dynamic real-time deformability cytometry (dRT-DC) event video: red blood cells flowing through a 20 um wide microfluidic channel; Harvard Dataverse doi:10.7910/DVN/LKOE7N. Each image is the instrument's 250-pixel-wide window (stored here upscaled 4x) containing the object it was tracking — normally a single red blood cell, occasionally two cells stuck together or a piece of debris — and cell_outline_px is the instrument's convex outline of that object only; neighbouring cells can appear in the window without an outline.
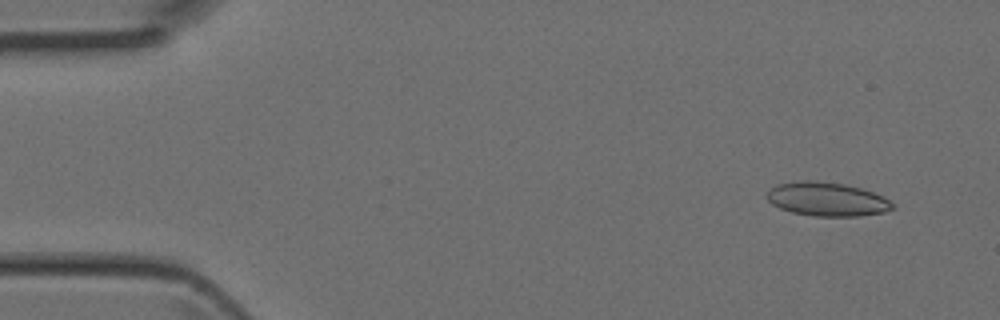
{"species": "Egyptian fruit bat (a non-hibernating species)", "species_latin": "Rousettus aegyptiacus", "temperature_condition": "room temperature", "stored_images_in_passage": 4, "camera_frame_rate_fps": 3000, "um_per_image_px": 0.085, "animal": {"sex": "female"}, "frame": {"image": 1, "passage_image": 2, "time_ms": 0.333, "image_size_px": [1000, 320], "cell_outline_px": [[896, 208], [884, 212], [860, 216], [812, 216], [792, 212], [780, 208], [772, 204], [764, 196], [776, 184], [804, 180], [816, 180], [844, 184], [860, 188], [884, 196], [896, 204]], "centroid_in_image_um": [70.32, 16.93], "position_along_channel_um": 14.7, "area_um2": 24.97}}
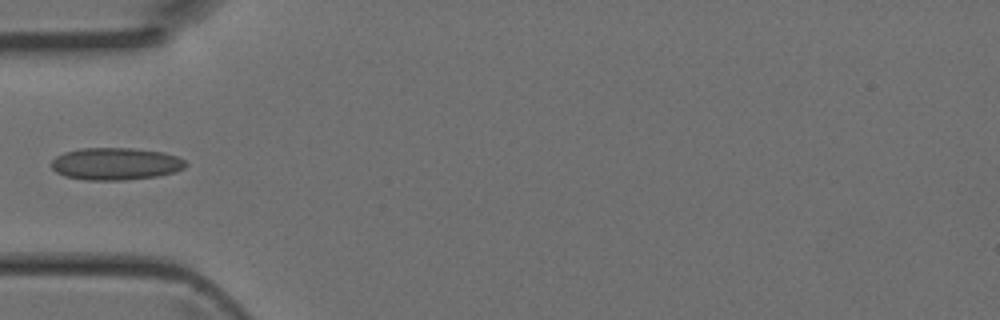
{"frame": {"image": 2, "passage_image": 4, "time_ms": 1.0, "image_size_px": [1000, 320], "cell_outline_px": [[188, 164], [184, 168], [176, 172], [160, 176], [124, 180], [84, 180], [64, 176], [56, 172], [52, 168], [52, 160], [56, 156], [64, 152], [80, 148], [132, 148], [164, 152], [176, 156], [184, 160]], "centroid_in_image_um": [9.84, 13.93], "position_along_channel_um": 75.2, "area_um2": 25.49}}